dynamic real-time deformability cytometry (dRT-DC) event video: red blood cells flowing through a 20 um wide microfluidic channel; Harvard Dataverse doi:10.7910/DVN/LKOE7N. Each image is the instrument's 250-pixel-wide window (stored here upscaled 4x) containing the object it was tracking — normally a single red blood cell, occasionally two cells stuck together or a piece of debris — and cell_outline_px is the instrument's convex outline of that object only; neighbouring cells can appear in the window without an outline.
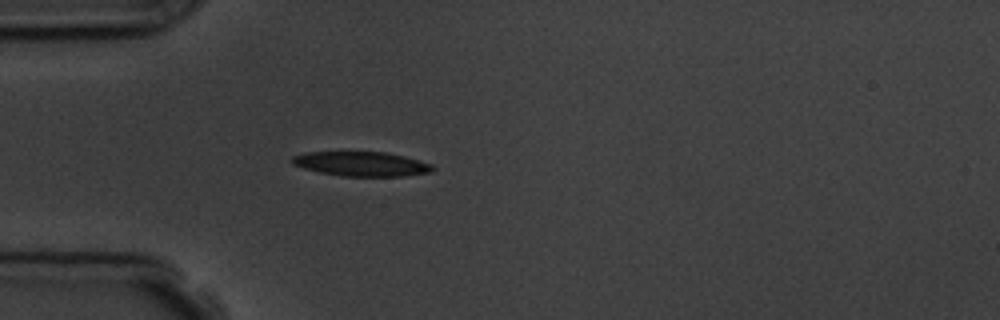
{"species": "common noctule bat (a hibernating species)", "species_latin": "Nyctalus noctula", "temperature_condition": "room temperature", "stored_images_in_passage": 4, "camera_frame_rate_fps": 3000, "um_per_image_px": 0.085, "animal": {"sex": "male", "body_mass_g": 19.5, "forearm_length_mm": 54.6}, "frame": {"image": 1, "passage_image": 4, "time_ms": 3.333, "image_size_px": [1000, 320], "cell_outline_px": [[436, 168], [428, 172], [404, 176], [344, 176], [320, 172], [304, 168], [292, 164], [292, 156], [304, 152], [384, 152], [404, 156], [432, 164]], "centroid_in_image_um": [30.71, 13.93], "position_along_channel_um": 54.3, "area_um2": 19.88}}